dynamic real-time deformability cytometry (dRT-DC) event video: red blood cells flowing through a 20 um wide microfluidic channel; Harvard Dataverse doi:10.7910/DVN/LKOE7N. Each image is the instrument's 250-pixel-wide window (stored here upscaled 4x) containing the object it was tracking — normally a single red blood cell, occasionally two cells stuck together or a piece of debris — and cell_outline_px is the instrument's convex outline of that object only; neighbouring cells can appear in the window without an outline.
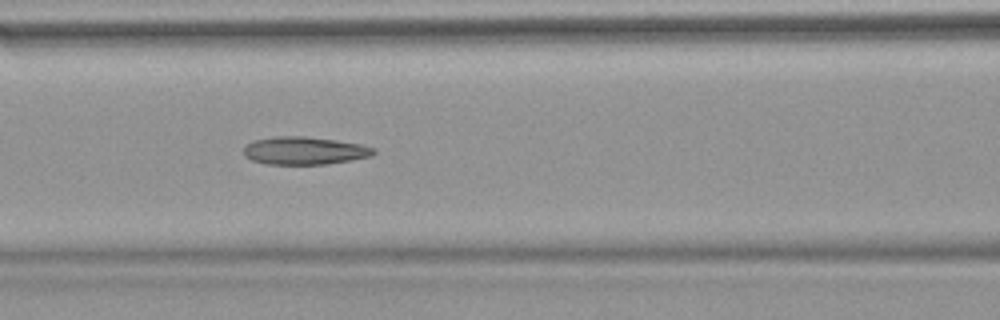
{"species": "common noctule bat (a hibernating species)", "species_latin": "Nyctalus noctula", "temperature_condition": "warm", "stored_images_in_passage": 53, "camera_frame_rate_fps": 3000, "um_per_image_px": 0.085, "animal": {"sex": "female", "body_mass_g": 18.4}, "frame": {"image": 1, "passage_image": 23, "time_ms": 7.333, "image_size_px": [1000, 320], "cell_outline_px": [[376, 152], [372, 156], [352, 160], [328, 164], [268, 164], [252, 160], [244, 156], [244, 148], [252, 140], [276, 136], [304, 136], [336, 140], [360, 144], [376, 148]], "centroid_in_image_um": [25.9, 12.8], "position_along_channel_um": 140.7, "area_um2": 21.15}, "authors_computed_cell_mechanics": {"area_um2": 21.6172, "velocity_mm_per_s": 3.8477, "shape_relaxation_time_tau1_ms": null, "shape_relaxation_time_tau2_ms": 5.5624, "deformation_change_tau1": null, "deformation_change_tau2": 0.1645}}